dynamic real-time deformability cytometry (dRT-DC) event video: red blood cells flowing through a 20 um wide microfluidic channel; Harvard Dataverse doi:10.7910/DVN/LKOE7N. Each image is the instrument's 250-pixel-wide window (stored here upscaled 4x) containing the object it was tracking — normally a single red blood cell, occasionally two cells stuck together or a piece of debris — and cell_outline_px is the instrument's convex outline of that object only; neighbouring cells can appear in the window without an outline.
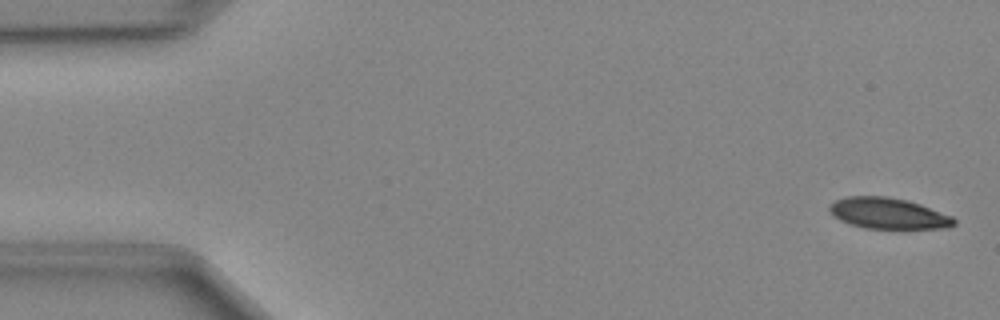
{"species": "Egyptian fruit bat (a non-hibernating species)", "species_latin": "Rousettus aegyptiacus", "temperature_condition": "cold", "stored_images_in_passage": 49, "camera_frame_rate_fps": 3000, "um_per_image_px": 0.085, "animal": {"sex": "female"}, "frame": {"image": 1, "passage_image": 2, "time_ms": 0.333, "image_size_px": [1000, 320], "cell_outline_px": [[956, 224], [948, 228], [904, 232], [864, 228], [848, 224], [840, 220], [828, 208], [828, 204], [844, 196], [888, 196], [908, 200], [920, 204], [952, 216], [956, 220]], "centroid_in_image_um": [75.57, 18.2], "position_along_channel_um": 9.4, "area_um2": 23.76}}
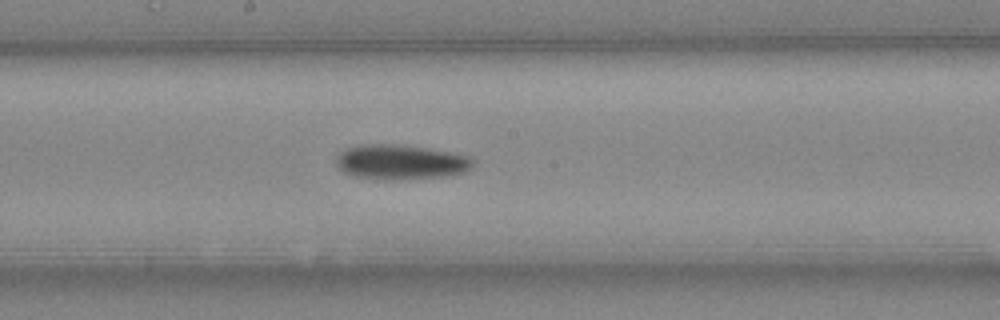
{"frame": {"image": 2, "passage_image": 26, "time_ms": 8.333, "image_size_px": [1000, 320], "cell_outline_px": [[472, 168], [464, 172], [452, 176], [400, 180], [376, 180], [356, 176], [344, 172], [336, 164], [336, 156], [344, 148], [360, 144], [396, 144], [424, 148], [448, 152], [468, 156], [472, 160]], "centroid_in_image_um": [34.02, 13.79], "position_along_channel_um": 214.2, "area_um2": 28.03}}
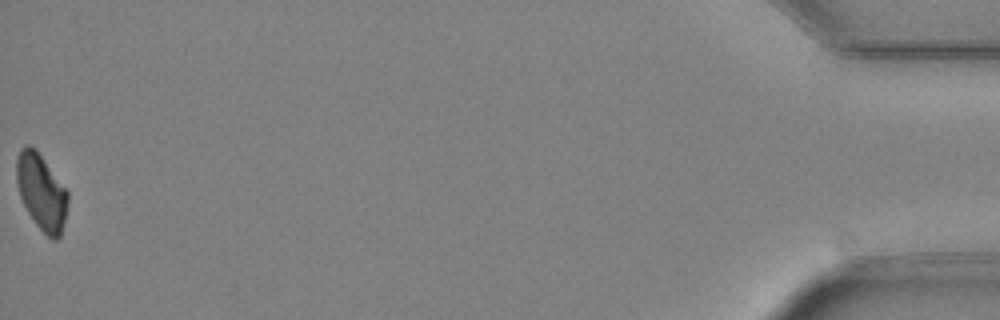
{"frame": {"image": 3, "passage_image": 49, "time_ms": 16.0, "image_size_px": [1000, 320], "cell_outline_px": [[68, 204], [60, 236], [56, 240], [52, 240], [36, 224], [28, 212], [20, 196], [16, 180], [16, 160], [20, 148], [28, 144], [36, 148], [68, 192]], "centroid_in_image_um": [3.51, 16.28], "position_along_channel_um": 431.7, "area_um2": 22.54}}